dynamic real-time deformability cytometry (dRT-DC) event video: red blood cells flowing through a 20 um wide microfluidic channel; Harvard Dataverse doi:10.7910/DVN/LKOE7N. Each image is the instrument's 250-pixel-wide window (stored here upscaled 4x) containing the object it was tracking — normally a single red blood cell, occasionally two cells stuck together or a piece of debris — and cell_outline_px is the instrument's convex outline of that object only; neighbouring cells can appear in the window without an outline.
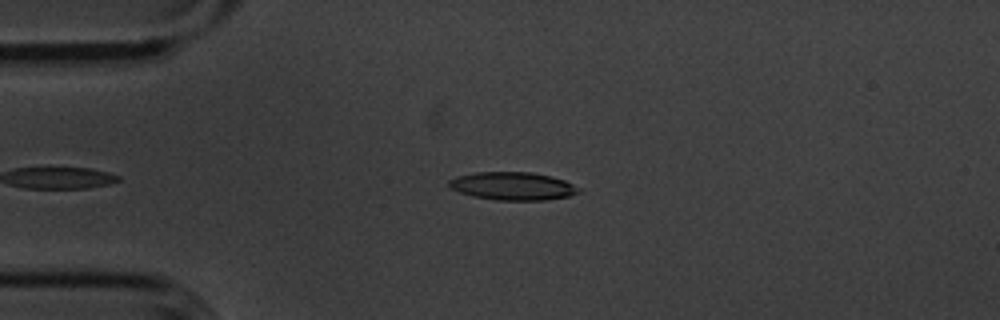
{"species": "common noctule bat (a hibernating species)", "species_latin": "Nyctalus noctula", "temperature_condition": "cold", "stored_images_in_passage": 39, "camera_frame_rate_fps": 3000, "um_per_image_px": 0.085, "animal": {"sex": "male", "body_mass_g": 20.1, "forearm_length_mm": 53.5}, "frame": {"image": 1, "passage_image": 6, "time_ms": 1.667, "image_size_px": [1000, 320], "cell_outline_px": [[580, 192], [568, 196], [544, 200], [496, 200], [472, 196], [460, 192], [452, 188], [448, 184], [448, 180], [456, 176], [476, 172], [532, 172], [552, 176], [564, 180], [580, 188]], "centroid_in_image_um": [43.58, 15.81], "position_along_channel_um": 41.4, "area_um2": 21.15}}
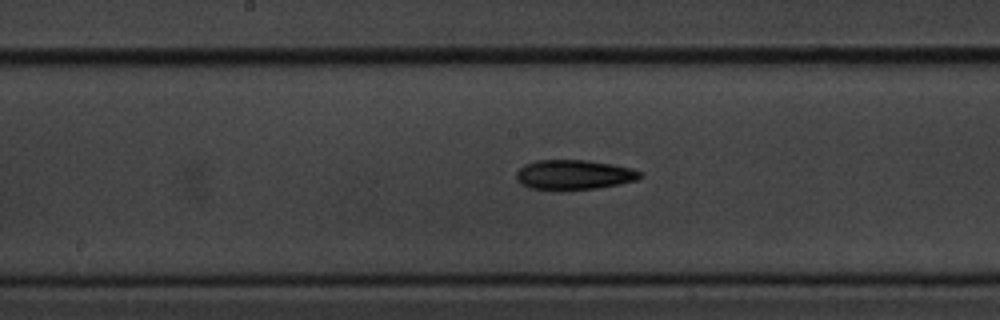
{"frame": {"image": 2, "passage_image": 21, "time_ms": 6.667, "image_size_px": [1000, 320], "cell_outline_px": [[644, 176], [636, 180], [596, 188], [560, 192], [528, 188], [516, 180], [516, 172], [524, 164], [536, 160], [588, 160], [612, 164], [632, 168], [644, 172]], "centroid_in_image_um": [48.76, 14.87], "position_along_channel_um": 199.4, "area_um2": 22.08}}
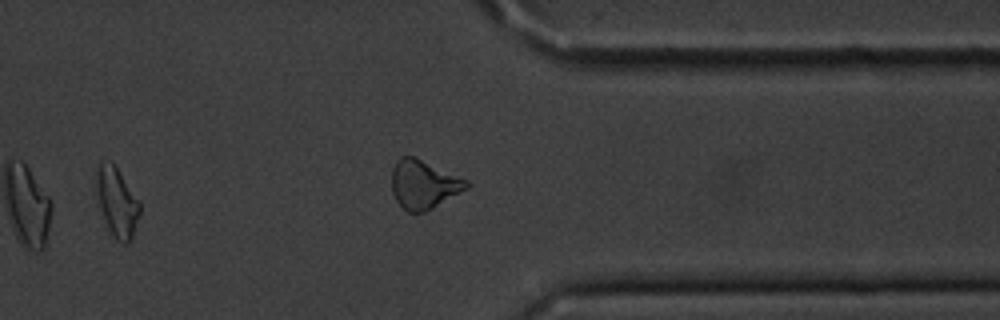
{"frame": {"image": 3, "passage_image": 36, "time_ms": 11.667, "image_size_px": [1000, 320], "cell_outline_px": [[140, 212], [132, 236], [124, 244], [108, 228], [100, 208], [96, 192], [96, 168], [100, 164], [112, 160], [140, 204]], "centroid_in_image_um": [9.91, 17.11], "position_along_channel_um": 401.5, "area_um2": 16.82}, "authors_computed_cell_mechanics": {"area_um2": 20.6346, "velocity_mm_per_s": 3.6097, "shape_relaxation_time_tau1_ms": 3.4181, "shape_relaxation_time_tau2_ms": 8.8912, "deformation_change_tau1": 0.1336, "deformation_change_tau2": 0.2111}}